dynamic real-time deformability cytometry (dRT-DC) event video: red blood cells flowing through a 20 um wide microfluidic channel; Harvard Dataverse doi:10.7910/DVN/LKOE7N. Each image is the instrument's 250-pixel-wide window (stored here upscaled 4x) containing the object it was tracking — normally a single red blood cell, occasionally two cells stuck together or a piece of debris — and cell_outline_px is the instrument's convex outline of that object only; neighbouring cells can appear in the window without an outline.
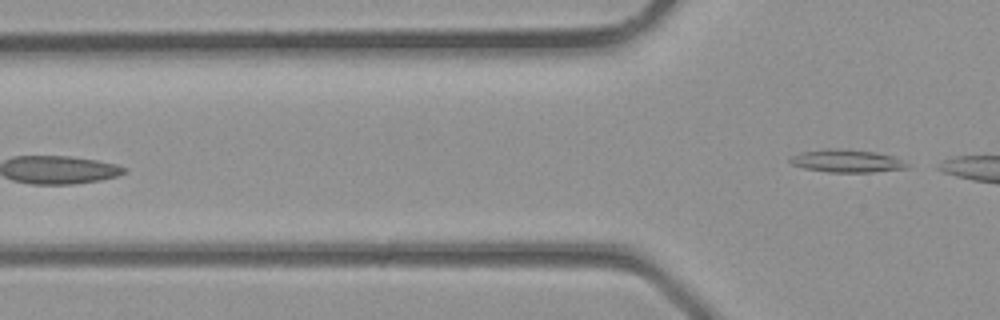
{"species": "common noctule bat (a hibernating species)", "species_latin": "Nyctalus noctula", "temperature_condition": "room temperature", "stored_images_in_passage": 5, "camera_frame_rate_fps": 3000, "um_per_image_px": 0.085, "animal": {"sex": "male", "body_mass_g": 23.1, "forearm_length_mm": 52.7}, "frame": {"image": 1, "passage_image": 5, "time_ms": 1.333, "image_size_px": [1000, 320], "cell_outline_px": [[912, 164], [908, 168], [872, 172], [828, 172], [804, 168], [792, 164], [788, 160], [792, 156], [800, 152], [824, 148], [840, 148], [876, 152], [892, 156]], "centroid_in_image_um": [71.98, 13.67], "position_along_channel_um": 53.8, "area_um2": 15.72}}